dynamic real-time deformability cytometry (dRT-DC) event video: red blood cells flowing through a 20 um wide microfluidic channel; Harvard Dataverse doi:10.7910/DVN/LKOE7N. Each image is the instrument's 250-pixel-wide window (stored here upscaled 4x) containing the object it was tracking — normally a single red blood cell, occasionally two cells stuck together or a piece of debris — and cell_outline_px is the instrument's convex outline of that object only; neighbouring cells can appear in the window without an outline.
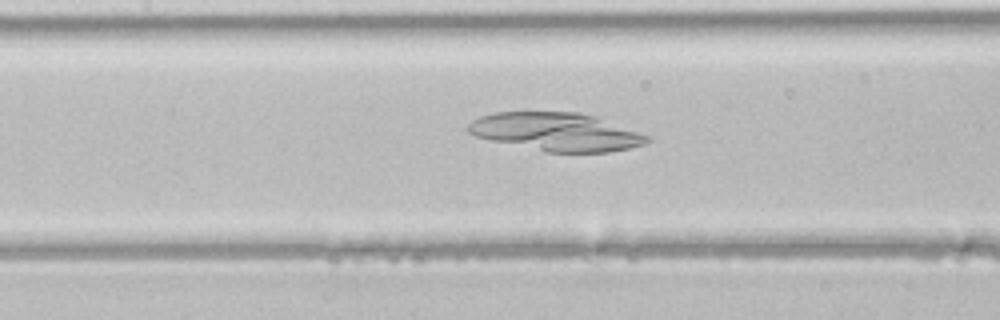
{"species": "common noctule bat (a hibernating species)", "species_latin": "Nyctalus noctula", "temperature_condition": "room temperature", "stored_images_in_passage": 39, "camera_frame_rate_fps": 3000, "um_per_image_px": 0.085, "animal": {"sex": "male", "body_mass_g": 21.5, "forearm_length_mm": 52.0}, "frame": {"image": 1, "passage_image": 13, "time_ms": 4.0, "image_size_px": [1000, 320], "cell_outline_px": [[652, 140], [644, 144], [628, 148], [608, 152], [544, 152], [492, 140], [476, 136], [468, 132], [468, 124], [472, 120], [480, 116], [496, 112], [576, 112], [596, 116], [652, 136]], "centroid_in_image_um": [47.33, 11.2], "position_along_channel_um": 160.1, "area_um2": 39.88}}
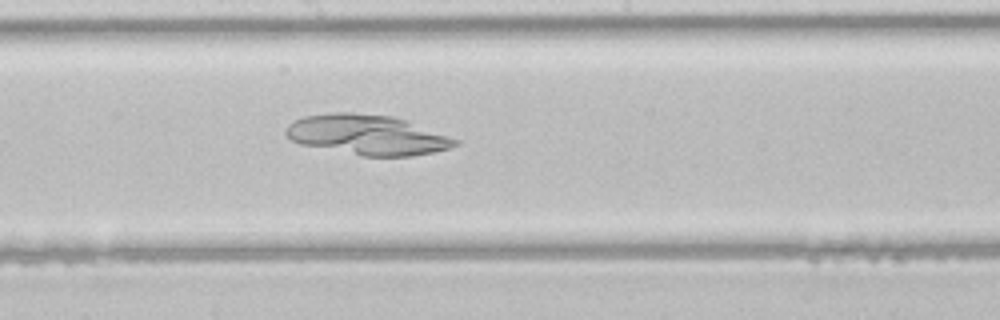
{"frame": {"image": 2, "passage_image": 17, "time_ms": 5.333, "image_size_px": [1000, 320], "cell_outline_px": [[460, 144], [448, 148], [432, 152], [412, 156], [360, 156], [300, 144], [292, 140], [284, 132], [284, 128], [292, 120], [304, 116], [332, 112], [352, 112], [392, 116], [404, 120], [460, 140]], "centroid_in_image_um": [31.17, 11.46], "position_along_channel_um": 217.0, "area_um2": 39.54}}
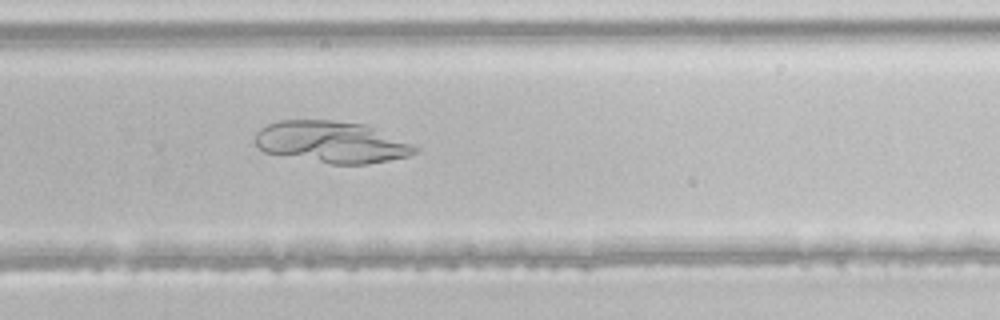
{"frame": {"image": 3, "passage_image": 23, "time_ms": 7.333, "image_size_px": [1000, 320], "cell_outline_px": [[420, 152], [408, 156], [368, 164], [332, 164], [264, 152], [256, 144], [256, 132], [260, 128], [268, 124], [280, 120], [332, 120], [364, 124], [416, 144], [420, 148]], "centroid_in_image_um": [28.25, 12.07], "position_along_channel_um": 301.6, "area_um2": 38.96}}